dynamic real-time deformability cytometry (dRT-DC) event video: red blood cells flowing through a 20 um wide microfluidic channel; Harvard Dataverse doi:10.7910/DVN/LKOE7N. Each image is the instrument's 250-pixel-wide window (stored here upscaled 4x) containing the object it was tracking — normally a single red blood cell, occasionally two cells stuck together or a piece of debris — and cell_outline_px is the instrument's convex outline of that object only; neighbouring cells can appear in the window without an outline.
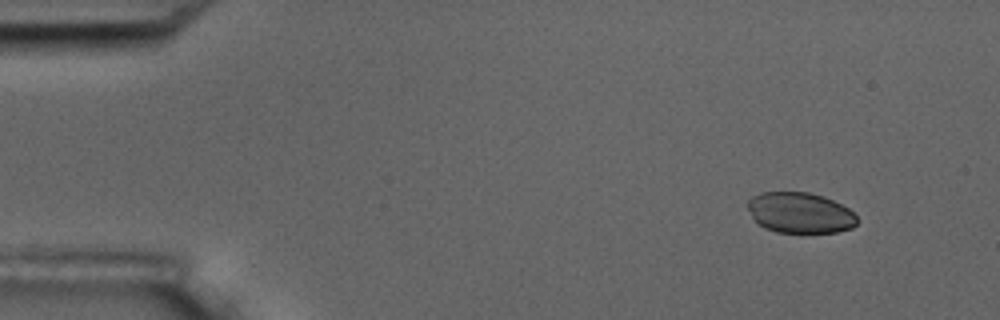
{"species": "common noctule bat (a hibernating species)", "species_latin": "Nyctalus noctula", "temperature_condition": "room temperature", "stored_images_in_passage": 8, "camera_frame_rate_fps": 3000, "um_per_image_px": 0.085, "animal": {"sex": "male", "body_mass_g": 17.5, "forearm_length_mm": 52.3}, "frame": {"image": 1, "passage_image": 1, "time_ms": 0.0, "image_size_px": [1000, 320], "cell_outline_px": [[860, 220], [852, 228], [836, 232], [800, 236], [776, 232], [764, 228], [752, 216], [744, 204], [752, 196], [760, 192], [808, 192], [824, 196], [848, 208]], "centroid_in_image_um": [67.99, 18.13], "position_along_channel_um": 17.0, "area_um2": 26.93}}
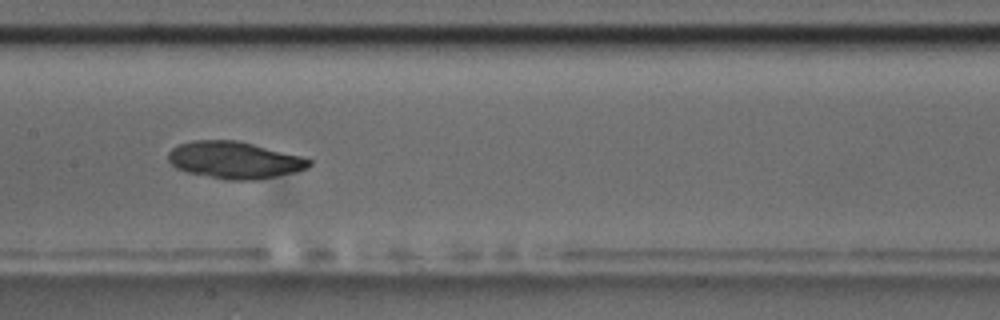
{"frame": {"image": 2, "passage_image": 7, "time_ms": 7.667, "image_size_px": [1000, 320], "cell_outline_px": [[312, 164], [308, 168], [296, 172], [256, 180], [228, 180], [188, 172], [176, 168], [168, 160], [168, 152], [172, 148], [180, 144], [192, 140], [236, 140], [300, 156], [312, 160]], "centroid_in_image_um": [19.93, 13.61], "position_along_channel_um": 187.5, "area_um2": 30.17}}
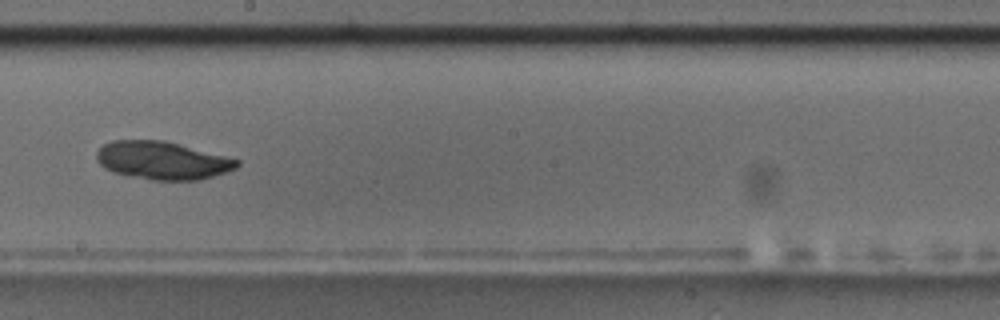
{"frame": {"image": 3, "passage_image": 8, "time_ms": 9.0, "image_size_px": [1000, 320], "cell_outline_px": [[240, 164], [236, 168], [200, 180], [152, 180], [128, 176], [112, 172], [104, 168], [96, 160], [96, 152], [104, 144], [112, 140], [164, 140], [240, 160]], "centroid_in_image_um": [13.76, 13.64], "position_along_channel_um": 234.4, "area_um2": 31.04}}